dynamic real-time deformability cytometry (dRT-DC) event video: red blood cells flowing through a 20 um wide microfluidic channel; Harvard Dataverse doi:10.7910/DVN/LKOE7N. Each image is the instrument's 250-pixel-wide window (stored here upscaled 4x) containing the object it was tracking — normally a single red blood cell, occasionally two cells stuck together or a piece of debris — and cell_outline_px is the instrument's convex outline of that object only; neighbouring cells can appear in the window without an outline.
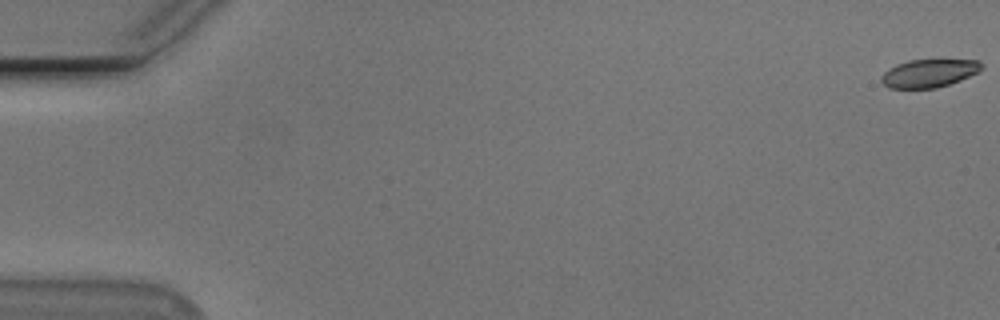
{"species": "Egyptian fruit bat (a non-hibernating species)", "species_latin": "Rousettus aegyptiacus", "temperature_condition": "cold", "stored_images_in_passage": 9, "camera_frame_rate_fps": 3000, "um_per_image_px": 0.085, "animal": {"sex": "male"}, "frame": {"image": 1, "passage_image": 1, "time_ms": 0.0, "image_size_px": [1000, 320], "cell_outline_px": [[984, 68], [980, 72], [960, 80], [936, 88], [888, 88], [880, 80], [880, 76], [888, 68], [896, 64], [908, 60], [980, 60], [984, 64]], "centroid_in_image_um": [78.98, 6.22], "position_along_channel_um": 6.0, "area_um2": 16.59}}